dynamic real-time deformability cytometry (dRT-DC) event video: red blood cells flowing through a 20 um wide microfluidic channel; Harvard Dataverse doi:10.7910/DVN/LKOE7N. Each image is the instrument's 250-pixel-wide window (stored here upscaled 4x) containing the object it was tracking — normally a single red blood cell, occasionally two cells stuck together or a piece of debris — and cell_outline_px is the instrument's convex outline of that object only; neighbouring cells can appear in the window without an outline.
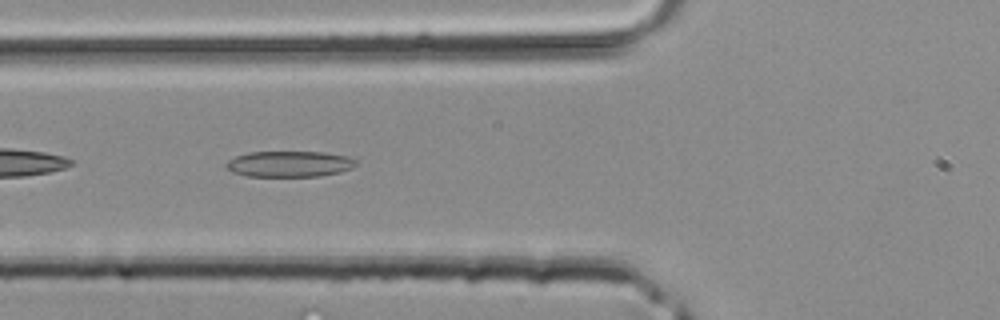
{"species": "common noctule bat (a hibernating species)", "species_latin": "Nyctalus noctula", "temperature_condition": "room temperature", "stored_images_in_passage": 39, "camera_frame_rate_fps": 3000, "um_per_image_px": 0.085, "animal": {"sex": "male", "body_mass_g": 20.4}, "frame": {"image": 1, "passage_image": 15, "time_ms": 4.667, "image_size_px": [1000, 320], "cell_outline_px": [[356, 164], [352, 168], [340, 172], [320, 176], [244, 176], [232, 172], [224, 164], [228, 160], [236, 156], [248, 152], [324, 152], [348, 156], [356, 160]], "centroid_in_image_um": [24.59, 13.93], "position_along_channel_um": 101.2, "area_um2": 19.65}}
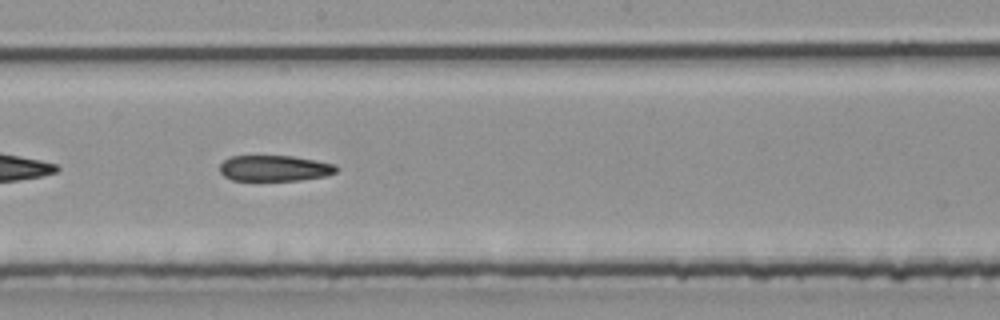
{"frame": {"image": 2, "passage_image": 22, "time_ms": 7.0, "image_size_px": [1000, 320], "cell_outline_px": [[336, 172], [324, 176], [300, 180], [232, 180], [224, 176], [220, 172], [220, 164], [224, 160], [232, 156], [292, 156], [316, 160], [336, 164]], "centroid_in_image_um": [23.33, 14.3], "position_along_channel_um": 224.9, "area_um2": 17.46}}
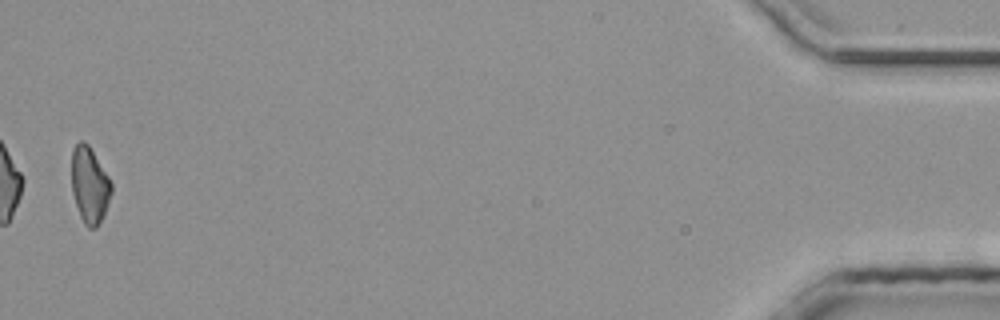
{"frame": {"image": 3, "passage_image": 39, "time_ms": 12.667, "image_size_px": [1000, 320], "cell_outline_px": [[112, 192], [104, 216], [96, 228], [88, 228], [84, 224], [80, 216], [72, 192], [72, 148], [80, 140], [84, 140], [88, 144], [108, 176], [112, 184]], "centroid_in_image_um": [7.62, 15.74], "position_along_channel_um": 427.6, "area_um2": 17.69}}